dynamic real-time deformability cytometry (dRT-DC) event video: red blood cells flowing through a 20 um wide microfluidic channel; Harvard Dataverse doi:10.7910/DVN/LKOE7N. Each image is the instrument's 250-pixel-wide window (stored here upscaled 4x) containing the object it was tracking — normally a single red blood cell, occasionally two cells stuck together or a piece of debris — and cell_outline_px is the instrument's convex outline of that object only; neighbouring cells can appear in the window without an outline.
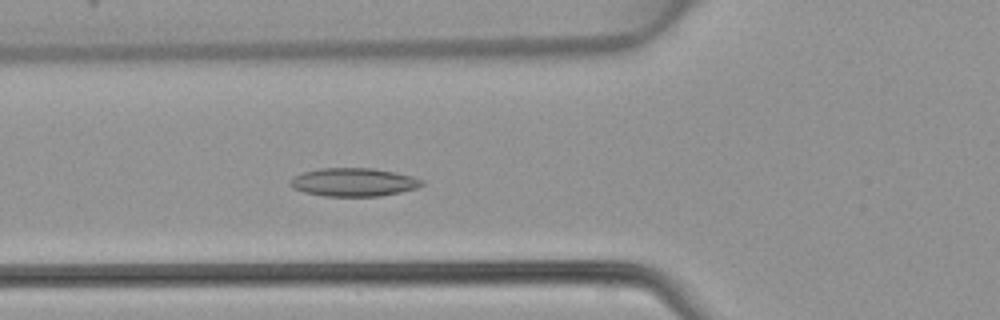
{"species": "common noctule bat (a hibernating species)", "species_latin": "Nyctalus noctula", "temperature_condition": "warm", "stored_images_in_passage": 48, "camera_frame_rate_fps": 3000, "um_per_image_px": 0.085, "animal": {"sex": "female", "body_mass_g": 22.7, "forearm_length_mm": 54.2}, "frame": {"image": 1, "passage_image": 18, "time_ms": 5.667, "image_size_px": [1000, 320], "cell_outline_px": [[424, 184], [416, 188], [400, 192], [380, 196], [324, 196], [304, 192], [292, 188], [288, 184], [288, 180], [292, 176], [304, 172], [320, 168], [372, 168], [412, 176], [424, 180]], "centroid_in_image_um": [30.01, 15.48], "position_along_channel_um": 95.8, "area_um2": 21.79}}
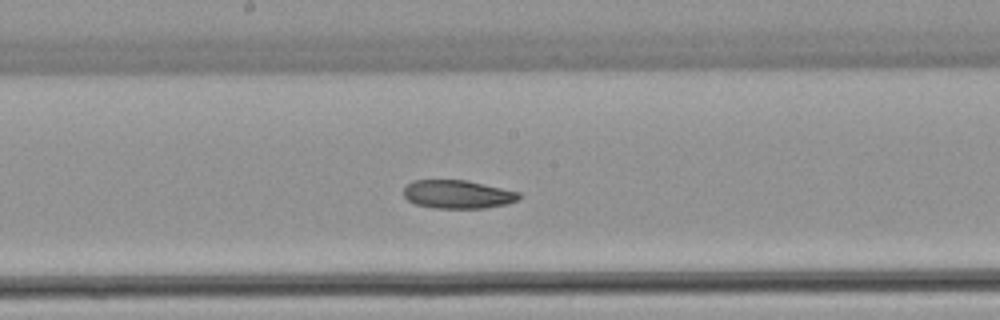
{"frame": {"image": 2, "passage_image": 26, "time_ms": 8.333, "image_size_px": [1000, 320], "cell_outline_px": [[520, 196], [516, 200], [508, 204], [484, 208], [432, 208], [416, 204], [408, 200], [404, 196], [404, 188], [412, 180], [468, 180], [520, 192]], "centroid_in_image_um": [38.9, 16.51], "position_along_channel_um": 209.3, "area_um2": 19.13}}
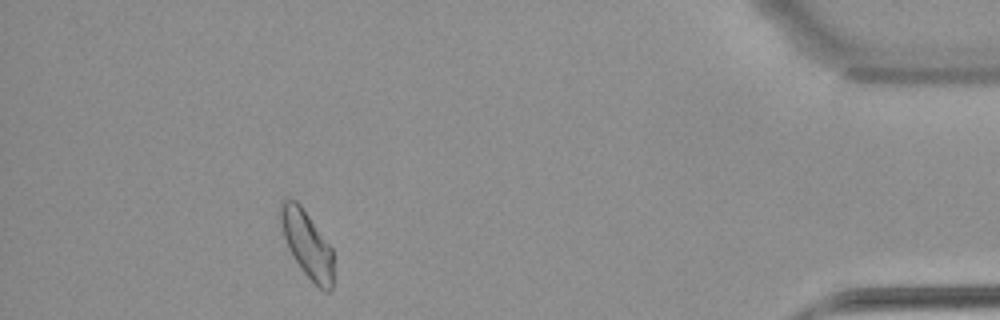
{"frame": {"image": 3, "passage_image": 44, "time_ms": 14.333, "image_size_px": [1000, 320], "cell_outline_px": [[332, 288], [328, 292], [324, 292], [300, 268], [292, 256], [288, 248], [280, 224], [280, 200], [296, 200], [300, 204], [332, 248]], "centroid_in_image_um": [26.08, 20.74], "position_along_channel_um": 409.1, "area_um2": 20.23}}